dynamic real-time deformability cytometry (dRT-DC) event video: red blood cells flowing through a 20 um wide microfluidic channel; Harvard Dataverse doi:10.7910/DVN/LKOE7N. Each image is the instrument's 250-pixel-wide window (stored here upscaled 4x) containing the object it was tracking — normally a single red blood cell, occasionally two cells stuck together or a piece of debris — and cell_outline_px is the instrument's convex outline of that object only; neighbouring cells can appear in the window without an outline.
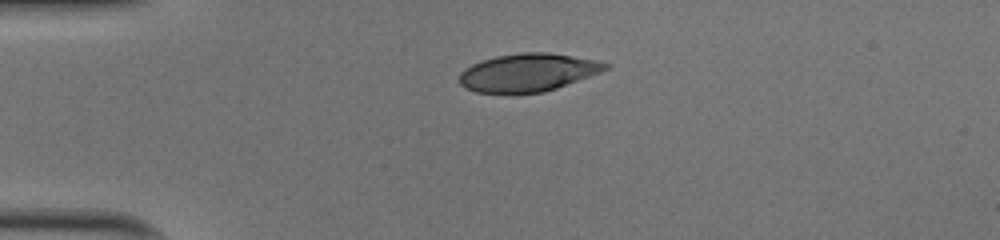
{"species": "human", "species_latin": "Homo sapiens", "temperature_condition": "cold", "stored_images_in_passage": 32, "camera_frame_rate_fps": 3000, "um_per_image_px": 0.085, "donor": {"sex": "male"}, "frame": {"image": 1, "passage_image": 1, "time_ms": 0.0, "image_size_px": [1000, 240], "cell_outline_px": [[612, 68], [556, 88], [544, 92], [476, 92], [464, 88], [460, 84], [460, 72], [464, 68], [472, 64], [496, 56], [520, 52], [548, 52], [596, 60], [612, 64]], "centroid_in_image_um": [44.9, 6.14], "position_along_channel_um": 40.1, "area_um2": 32.14}}
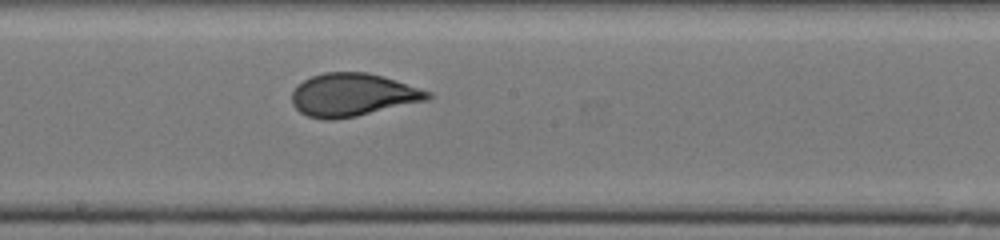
{"frame": {"image": 2, "passage_image": 17, "time_ms": 5.333, "image_size_px": [1000, 240], "cell_outline_px": [[432, 96], [428, 100], [356, 116], [332, 120], [324, 120], [308, 116], [300, 112], [292, 104], [292, 92], [304, 80], [312, 76], [324, 72], [368, 72], [384, 76], [432, 92]], "centroid_in_image_um": [29.99, 8.06], "position_along_channel_um": 218.2, "area_um2": 33.93}}
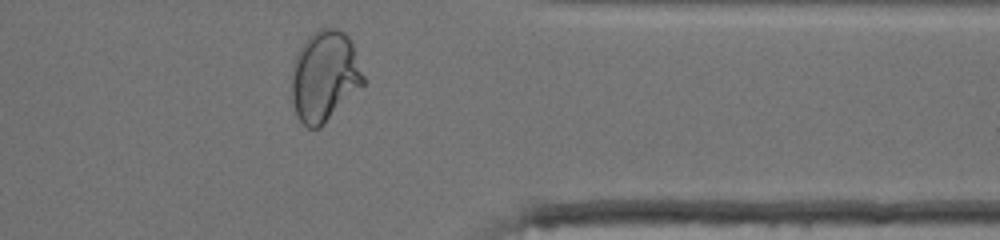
{"frame": {"image": 3, "passage_image": 30, "time_ms": 9.667, "image_size_px": [1000, 240], "cell_outline_px": [[364, 84], [320, 128], [308, 128], [300, 120], [296, 112], [292, 100], [292, 68], [296, 56], [304, 40], [316, 28], [336, 28], [344, 32], [348, 36], [352, 44], [364, 76]], "centroid_in_image_um": [27.58, 6.46], "position_along_channel_um": 383.8, "area_um2": 37.74}, "authors_computed_cell_mechanics": {"area_um2": 33.7552, "velocity_mm_per_s": 4.0141, "shape_relaxation_time_tau1_ms": 7.2981, "shape_relaxation_time_tau2_ms": null, "deformation_change_tau1": 0.2464, "deformation_change_tau2": null}}